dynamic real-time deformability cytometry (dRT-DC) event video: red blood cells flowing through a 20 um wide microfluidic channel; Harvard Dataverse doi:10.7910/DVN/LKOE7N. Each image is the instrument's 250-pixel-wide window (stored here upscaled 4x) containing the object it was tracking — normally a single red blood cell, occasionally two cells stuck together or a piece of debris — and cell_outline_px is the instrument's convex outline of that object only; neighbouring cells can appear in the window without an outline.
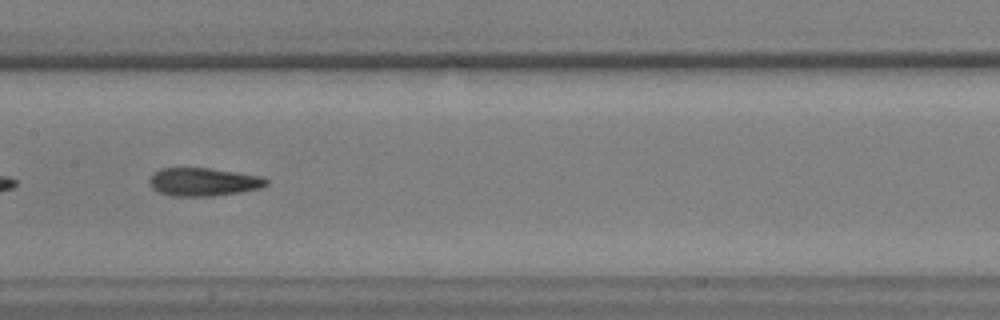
{"species": "common noctule bat (a hibernating species)", "species_latin": "Nyctalus noctula", "temperature_condition": "warm", "stored_images_in_passage": 40, "camera_frame_rate_fps": 3000, "um_per_image_px": 0.085, "animal": {"sex": "male", "body_mass_g": 17.9, "forearm_length_mm": 54.2}, "frame": {"image": 1, "passage_image": 12, "time_ms": 3.667, "image_size_px": [1000, 320], "cell_outline_px": [[268, 184], [260, 188], [240, 192], [212, 196], [172, 196], [160, 192], [152, 188], [148, 184], [148, 180], [160, 168], [208, 168], [264, 176], [268, 180]], "centroid_in_image_um": [17.31, 15.46], "position_along_channel_um": 190.1, "area_um2": 19.19}}
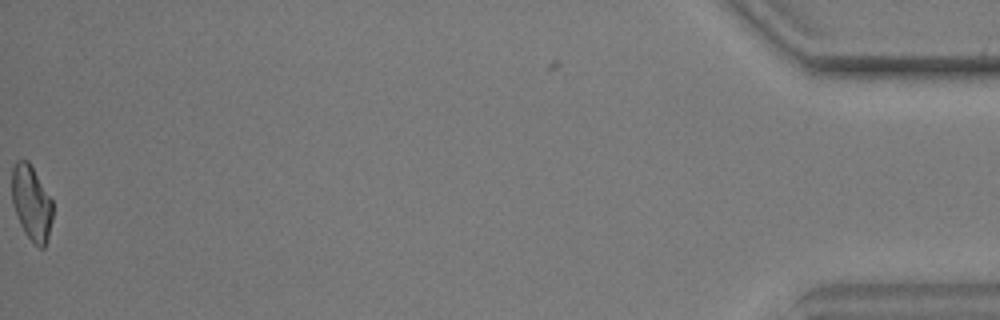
{"frame": {"image": 2, "passage_image": 40, "time_ms": 13.0, "image_size_px": [1000, 320], "cell_outline_px": [[52, 220], [48, 236], [44, 248], [40, 248], [24, 232], [20, 224], [12, 204], [12, 168], [16, 160], [28, 160], [52, 200]], "centroid_in_image_um": [2.66, 17.23], "position_along_channel_um": 432.5, "area_um2": 17.63}, "authors_computed_cell_mechanics": {"area_um2": 18.8139, "velocity_mm_per_s": 3.6075, "shape_relaxation_time_tau1_ms": null, "shape_relaxation_time_tau2_ms": 4.2243, "deformation_change_tau1": null, "deformation_change_tau2": 0.1262}}